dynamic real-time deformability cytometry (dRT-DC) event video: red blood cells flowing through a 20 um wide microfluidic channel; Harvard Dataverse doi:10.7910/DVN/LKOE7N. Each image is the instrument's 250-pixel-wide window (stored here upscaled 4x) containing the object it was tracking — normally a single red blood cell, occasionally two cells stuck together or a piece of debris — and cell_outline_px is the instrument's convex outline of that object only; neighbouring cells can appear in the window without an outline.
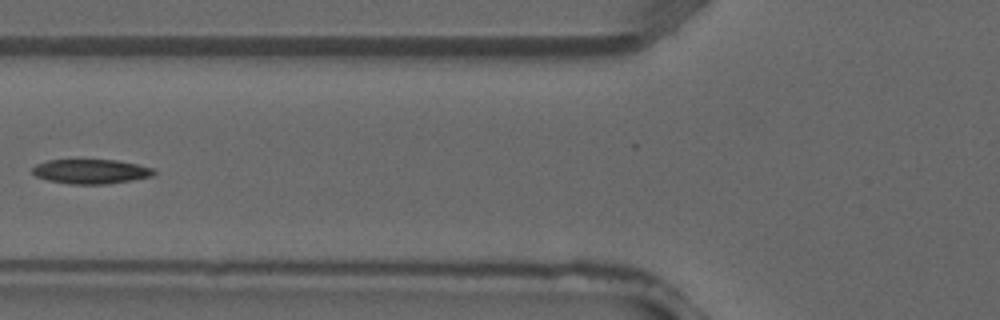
{"species": "common noctule bat (a hibernating species)", "species_latin": "Nyctalus noctula", "temperature_condition": "warm", "stored_images_in_passage": 5, "camera_frame_rate_fps": 3000, "um_per_image_px": 0.085, "animal": {"sex": "male", "forearm_length_mm": 52.5}, "frame": {"image": 1, "passage_image": 5, "time_ms": 1.333, "image_size_px": [1000, 320], "cell_outline_px": [[156, 172], [152, 176], [132, 180], [108, 184], [68, 184], [48, 180], [36, 176], [32, 172], [32, 168], [36, 164], [48, 160], [116, 160], [136, 164], [152, 168]], "centroid_in_image_um": [7.71, 14.58], "position_along_channel_um": 118.1, "area_um2": 17.28}}